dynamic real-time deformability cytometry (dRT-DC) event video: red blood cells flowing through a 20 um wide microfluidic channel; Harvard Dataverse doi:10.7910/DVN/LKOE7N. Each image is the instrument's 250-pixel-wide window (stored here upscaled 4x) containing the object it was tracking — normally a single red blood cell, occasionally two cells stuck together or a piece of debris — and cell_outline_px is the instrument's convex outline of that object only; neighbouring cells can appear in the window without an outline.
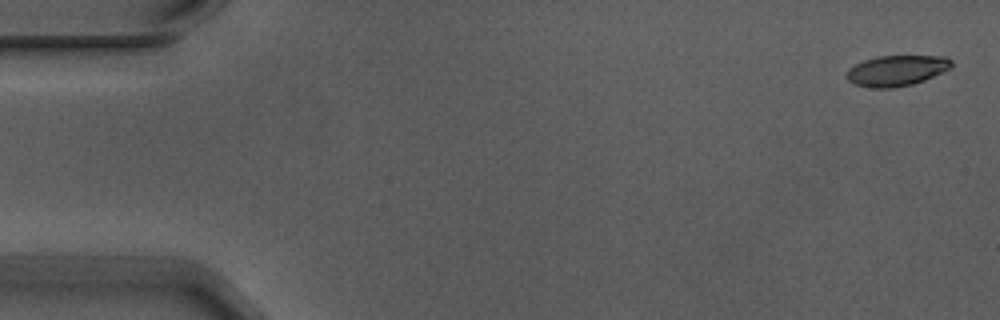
{"species": "Egyptian fruit bat (a non-hibernating species)", "species_latin": "Rousettus aegyptiacus", "temperature_condition": "warm", "stored_images_in_passage": 4, "camera_frame_rate_fps": 3000, "um_per_image_px": 0.085, "animal": {"sex": "male"}, "frame": {"image": 1, "passage_image": 1, "time_ms": 0.0, "image_size_px": [1000, 320], "cell_outline_px": [[952, 68], [924, 80], [912, 84], [892, 88], [872, 88], [852, 84], [844, 76], [848, 68], [864, 60], [876, 56], [944, 56], [952, 60]], "centroid_in_image_um": [76.18, 6.0], "position_along_channel_um": 8.8, "area_um2": 18.9}}
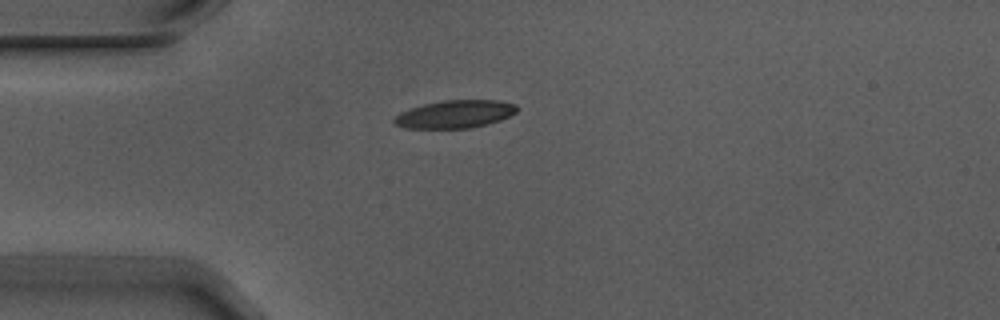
{"frame": {"image": 2, "passage_image": 4, "time_ms": 1.0, "image_size_px": [1000, 320], "cell_outline_px": [[516, 112], [500, 120], [468, 128], [404, 128], [396, 124], [392, 120], [400, 112], [424, 104], [444, 100], [496, 100], [516, 104]], "centroid_in_image_um": [38.65, 9.7], "position_along_channel_um": 46.4, "area_um2": 19.59}}